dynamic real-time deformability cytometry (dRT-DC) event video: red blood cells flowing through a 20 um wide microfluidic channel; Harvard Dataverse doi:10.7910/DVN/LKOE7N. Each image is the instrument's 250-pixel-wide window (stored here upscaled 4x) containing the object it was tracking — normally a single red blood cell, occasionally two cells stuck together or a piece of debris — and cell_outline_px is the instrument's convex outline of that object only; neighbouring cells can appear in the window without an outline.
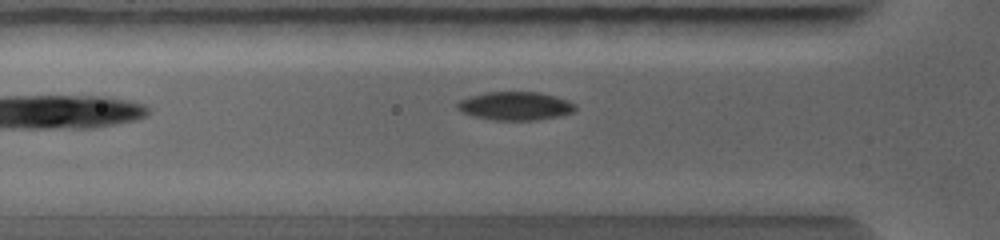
{"species": "common noctule bat (a hibernating species)", "species_latin": "Nyctalus noctula", "temperature_condition": "warm", "stored_images_in_passage": 11, "segment_of_instrument_passage": [1, 2], "camera_frame_rate_fps": 5000, "um_per_image_px": 0.085, "animal": {"sex": "female", "body_mass_g": 19.0, "forearm_length_mm": 56.7}, "frame": {"image": 1, "passage_image": 5, "time_ms": 1.4, "image_size_px": [1000, 240], "cell_outline_px": [[576, 108], [572, 112], [556, 116], [532, 120], [496, 120], [476, 116], [464, 112], [456, 108], [456, 104], [460, 100], [468, 96], [488, 92], [540, 92], [556, 96], [568, 100], [576, 104]], "centroid_in_image_um": [43.8, 8.99], "position_along_channel_um": 82.0, "area_um2": 19.31}}
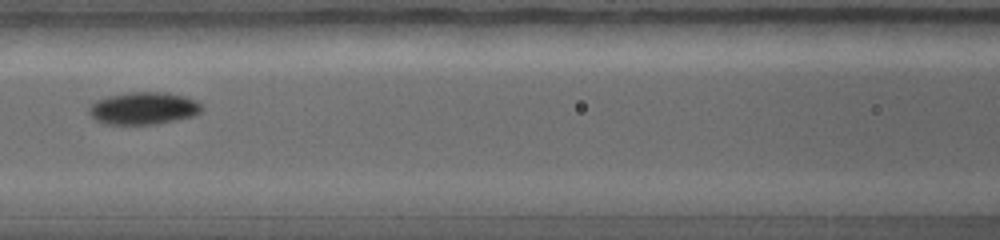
{"frame": {"image": 2, "passage_image": 8, "time_ms": 2.6, "image_size_px": [1000, 240], "cell_outline_px": [[204, 108], [200, 112], [192, 116], [152, 124], [108, 124], [96, 120], [88, 112], [88, 108], [96, 100], [108, 96], [128, 92], [168, 92], [184, 96], [196, 100]], "centroid_in_image_um": [12.19, 9.19], "position_along_channel_um": 154.4, "area_um2": 21.1}}
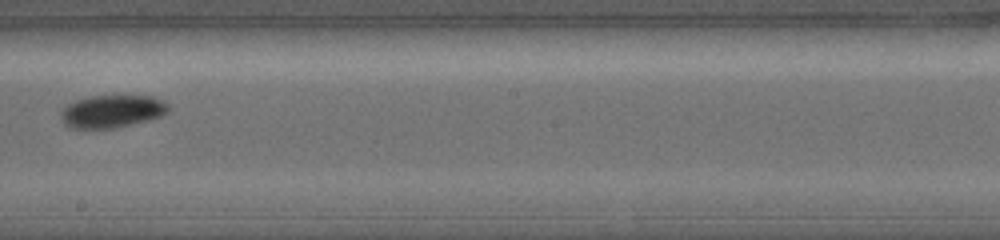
{"frame": {"image": 3, "passage_image": 10, "time_ms": 4.0, "image_size_px": [1000, 240], "cell_outline_px": [[168, 112], [160, 116], [148, 120], [112, 128], [72, 128], [60, 116], [60, 112], [68, 104], [76, 100], [92, 96], [152, 96], [164, 100], [168, 104]], "centroid_in_image_um": [9.55, 9.45], "position_along_channel_um": 238.6, "area_um2": 20.11}}